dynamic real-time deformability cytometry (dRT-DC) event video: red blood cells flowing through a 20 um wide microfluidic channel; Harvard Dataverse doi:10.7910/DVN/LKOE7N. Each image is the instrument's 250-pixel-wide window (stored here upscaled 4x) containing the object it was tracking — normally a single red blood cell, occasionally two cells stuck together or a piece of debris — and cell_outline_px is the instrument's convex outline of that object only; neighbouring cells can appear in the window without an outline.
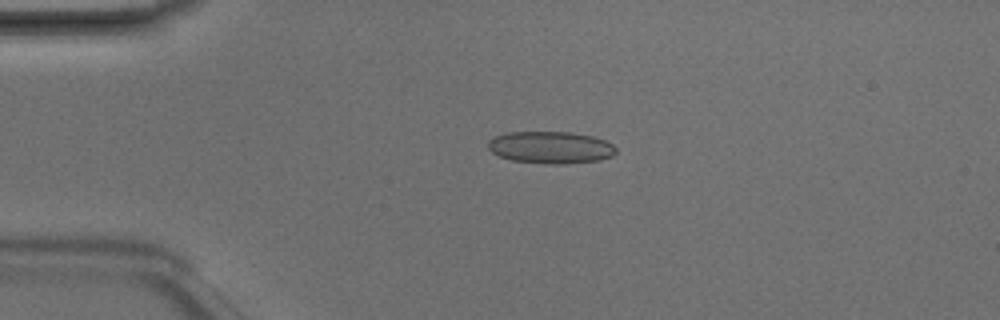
{"species": "Egyptian fruit bat (a non-hibernating species)", "species_latin": "Rousettus aegyptiacus", "temperature_condition": "room temperature", "stored_images_in_passage": 6, "camera_frame_rate_fps": 3000, "um_per_image_px": 0.085, "animal": {"sex": "male"}, "frame": {"image": 1, "passage_image": 3, "time_ms": 0.667, "image_size_px": [1000, 320], "cell_outline_px": [[616, 152], [612, 156], [600, 160], [564, 164], [552, 164], [512, 160], [500, 156], [492, 152], [488, 148], [488, 140], [492, 136], [508, 132], [572, 132], [592, 136], [604, 140], [612, 144], [616, 148]], "centroid_in_image_um": [46.79, 12.52], "position_along_channel_um": 38.2, "area_um2": 23.99}}